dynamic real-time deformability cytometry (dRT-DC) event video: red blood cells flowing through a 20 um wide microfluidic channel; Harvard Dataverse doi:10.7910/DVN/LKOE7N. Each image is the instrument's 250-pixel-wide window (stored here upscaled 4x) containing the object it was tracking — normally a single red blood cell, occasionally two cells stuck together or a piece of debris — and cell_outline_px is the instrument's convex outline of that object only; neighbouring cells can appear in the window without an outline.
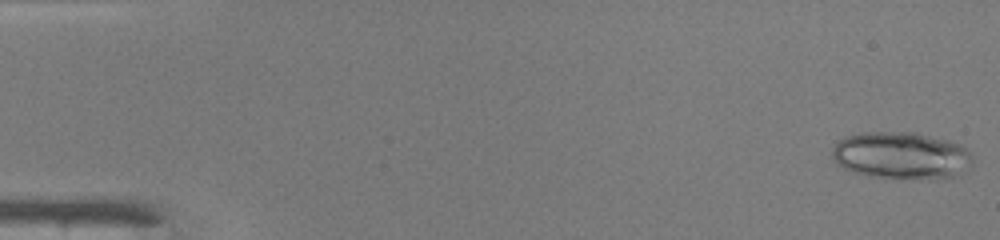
{"species": "common noctule bat (a hibernating species)", "species_latin": "Nyctalus noctula", "temperature_condition": "warm", "stored_images_in_passage": 47, "camera_frame_rate_fps": 3000, "um_per_image_px": 0.085, "animal": {"sex": "male", "body_mass_g": 19.0, "forearm_length_mm": 50.8}, "frame": {"image": 1, "passage_image": 1, "time_ms": 0.0, "image_size_px": [1000, 240], "cell_outline_px": [[972, 168], [952, 176], [868, 176], [844, 168], [832, 156], [832, 148], [844, 136], [860, 132], [916, 132], [948, 140], [960, 144], [968, 148], [972, 152]], "centroid_in_image_um": [76.63, 13.15], "position_along_channel_um": 8.4, "area_um2": 37.8}}